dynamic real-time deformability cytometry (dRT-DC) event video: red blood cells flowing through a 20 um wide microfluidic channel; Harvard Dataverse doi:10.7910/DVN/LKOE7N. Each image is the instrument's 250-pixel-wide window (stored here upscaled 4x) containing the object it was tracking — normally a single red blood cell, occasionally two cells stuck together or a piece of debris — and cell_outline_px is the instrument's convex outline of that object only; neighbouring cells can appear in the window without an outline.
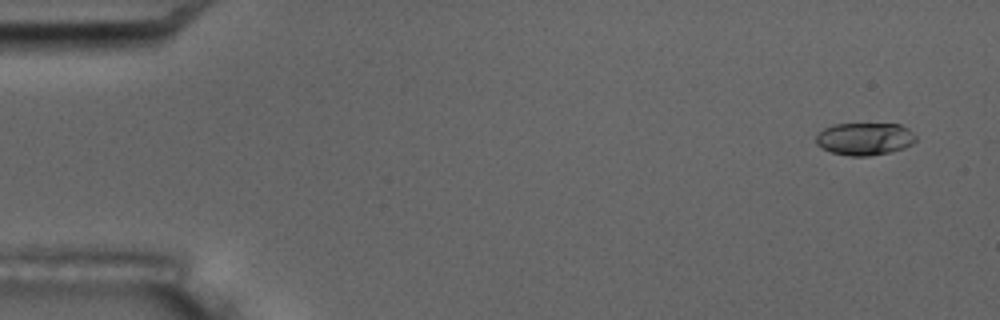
{"species": "common noctule bat (a hibernating species)", "species_latin": "Nyctalus noctula", "temperature_condition": "room temperature", "stored_images_in_passage": 7, "camera_frame_rate_fps": 3000, "um_per_image_px": 0.085, "animal": {"sex": "male", "body_mass_g": 17.5, "forearm_length_mm": 52.3}, "frame": {"image": 1, "passage_image": 1, "time_ms": 0.0, "image_size_px": [1000, 320], "cell_outline_px": [[916, 140], [912, 144], [904, 148], [888, 152], [868, 156], [852, 156], [832, 152], [816, 144], [816, 136], [824, 128], [832, 124], [900, 124], [908, 128], [916, 136]], "centroid_in_image_um": [73.51, 11.79], "position_along_channel_um": 11.5, "area_um2": 18.79}}
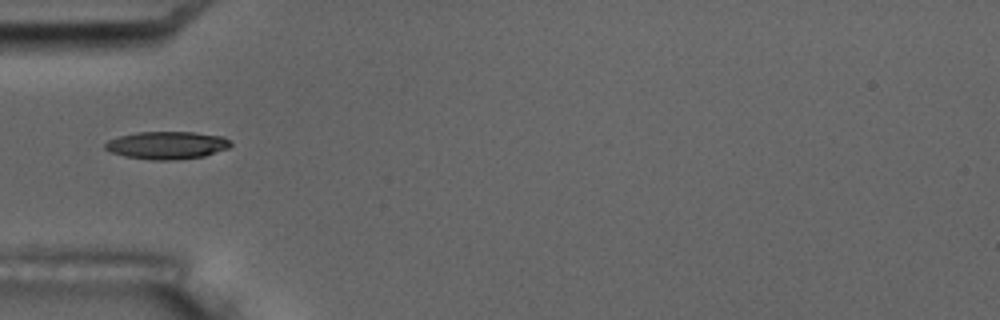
{"frame": {"image": 2, "passage_image": 5, "time_ms": 5.333, "image_size_px": [1000, 320], "cell_outline_px": [[232, 144], [228, 148], [204, 156], [172, 160], [152, 160], [124, 156], [112, 152], [104, 148], [104, 144], [108, 140], [120, 136], [136, 132], [192, 132], [224, 136], [232, 140]], "centroid_in_image_um": [14.21, 12.34], "position_along_channel_um": 70.8, "area_um2": 20.29}}